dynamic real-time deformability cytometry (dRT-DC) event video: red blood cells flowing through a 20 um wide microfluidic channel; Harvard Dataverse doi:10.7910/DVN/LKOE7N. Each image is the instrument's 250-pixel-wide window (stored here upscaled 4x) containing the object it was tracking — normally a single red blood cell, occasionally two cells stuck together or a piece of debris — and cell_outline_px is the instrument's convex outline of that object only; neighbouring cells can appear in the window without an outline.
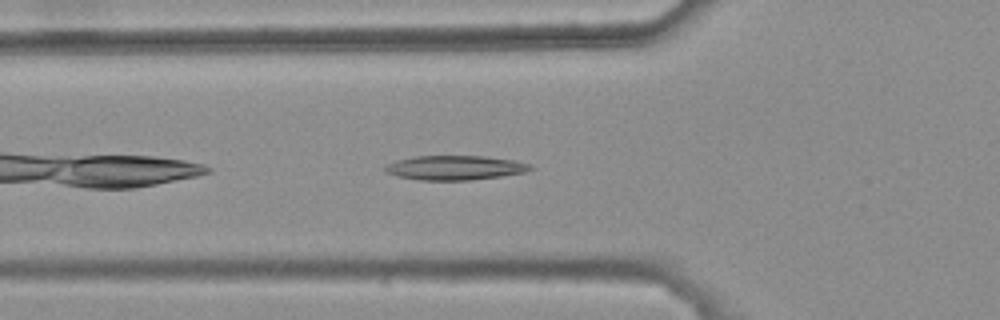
{"species": "common noctule bat (a hibernating species)", "species_latin": "Nyctalus noctula", "temperature_condition": "warm", "stored_images_in_passage": 28, "camera_frame_rate_fps": 3000, "um_per_image_px": 0.085, "animal": {"sex": "female", "body_mass_g": 25.1}, "frame": {"image": 1, "passage_image": 4, "time_ms": 1.0, "image_size_px": [1000, 320], "cell_outline_px": [[532, 168], [524, 172], [500, 176], [468, 180], [420, 180], [396, 176], [380, 168], [396, 160], [416, 156], [484, 156], [512, 160], [532, 164]], "centroid_in_image_um": [38.63, 14.25], "position_along_channel_um": 87.2, "area_um2": 20.52}}
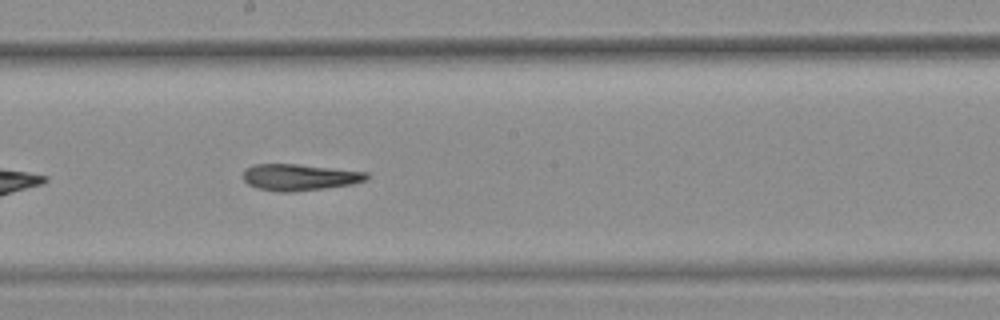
{"frame": {"image": 2, "passage_image": 15, "time_ms": 4.667, "image_size_px": [1000, 320], "cell_outline_px": [[372, 176], [368, 180], [352, 184], [296, 192], [276, 192], [260, 188], [248, 184], [244, 180], [244, 168], [256, 164], [296, 164], [368, 172]], "centroid_in_image_um": [25.5, 15.07], "position_along_channel_um": 222.7, "area_um2": 19.13}}
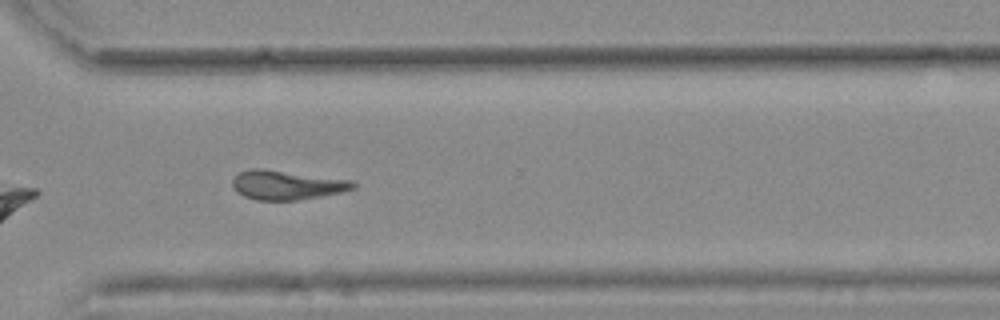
{"frame": {"image": 3, "passage_image": 25, "time_ms": 8.0, "image_size_px": [1000, 320], "cell_outline_px": [[356, 188], [344, 192], [296, 200], [256, 200], [244, 196], [232, 184], [232, 180], [240, 172], [252, 168], [260, 168], [352, 180], [356, 184]], "centroid_in_image_um": [24.42, 15.72], "position_along_channel_um": 346.2, "area_um2": 20.35}, "authors_computed_cell_mechanics": {"area_um2": 19.4786, "velocity_mm_per_s": 3.6962, "shape_relaxation_time_tau1_ms": 10.9303, "shape_relaxation_time_tau2_ms": 7.0735, "deformation_change_tau1": 0.2052, "deformation_change_tau2": 0.2031}}